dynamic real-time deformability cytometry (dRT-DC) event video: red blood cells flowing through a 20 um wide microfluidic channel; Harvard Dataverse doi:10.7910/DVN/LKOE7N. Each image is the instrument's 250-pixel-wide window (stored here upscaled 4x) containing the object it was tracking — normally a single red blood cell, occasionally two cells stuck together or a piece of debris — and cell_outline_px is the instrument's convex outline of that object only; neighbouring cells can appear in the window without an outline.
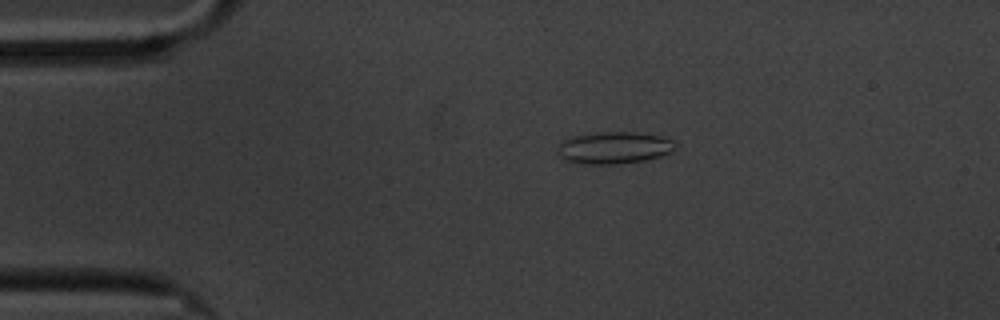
{"species": "common noctule bat (a hibernating species)", "species_latin": "Nyctalus noctula", "temperature_condition": "cold", "stored_images_in_passage": 48, "camera_frame_rate_fps": 3000, "um_per_image_px": 0.085, "animal": {"sex": "male", "body_mass_g": 20.1, "forearm_length_mm": 53.5}, "frame": {"image": 1, "passage_image": 1, "time_ms": 0.0, "image_size_px": [1000, 320], "cell_outline_px": [[676, 144], [672, 152], [660, 156], [644, 160], [620, 164], [584, 164], [564, 160], [560, 156], [560, 140], [568, 136], [600, 132], [636, 132], [660, 136], [672, 140]], "centroid_in_image_um": [52.18, 12.55], "position_along_channel_um": 32.8, "area_um2": 22.02}}
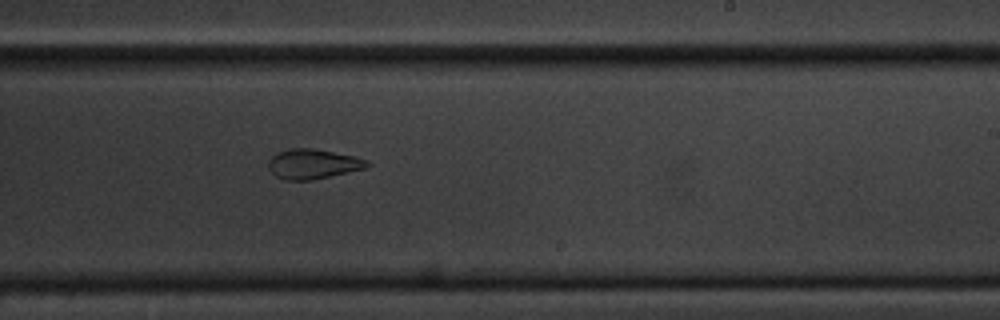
{"frame": {"image": 2, "passage_image": 25, "time_ms": 8.0, "image_size_px": [1000, 320], "cell_outline_px": [[372, 164], [368, 168], [312, 180], [284, 180], [276, 176], [268, 168], [268, 160], [272, 156], [288, 148], [312, 148], [356, 156]], "centroid_in_image_um": [26.61, 13.94], "position_along_channel_um": 262.4, "area_um2": 17.22}}
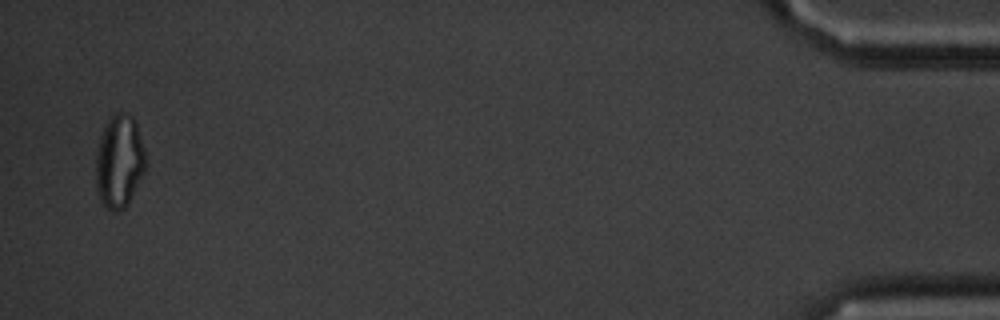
{"frame": {"image": 3, "passage_image": 47, "time_ms": 15.333, "image_size_px": [1000, 320], "cell_outline_px": [[148, 164], [128, 204], [124, 208], [116, 212], [112, 212], [100, 200], [96, 192], [96, 148], [104, 124], [116, 112], [124, 112], [132, 116], [136, 120]], "centroid_in_image_um": [10.14, 13.71], "position_along_channel_um": 425.1, "area_um2": 27.46}, "authors_computed_cell_mechanics": {"area_um2": 18.6983, "velocity_mm_per_s": 3.3742, "shape_relaxation_time_tau1_ms": 11.0489, "shape_relaxation_time_tau2_ms": 2.4855, "deformation_change_tau1": 0.1938, "deformation_change_tau2": 0.0922}}